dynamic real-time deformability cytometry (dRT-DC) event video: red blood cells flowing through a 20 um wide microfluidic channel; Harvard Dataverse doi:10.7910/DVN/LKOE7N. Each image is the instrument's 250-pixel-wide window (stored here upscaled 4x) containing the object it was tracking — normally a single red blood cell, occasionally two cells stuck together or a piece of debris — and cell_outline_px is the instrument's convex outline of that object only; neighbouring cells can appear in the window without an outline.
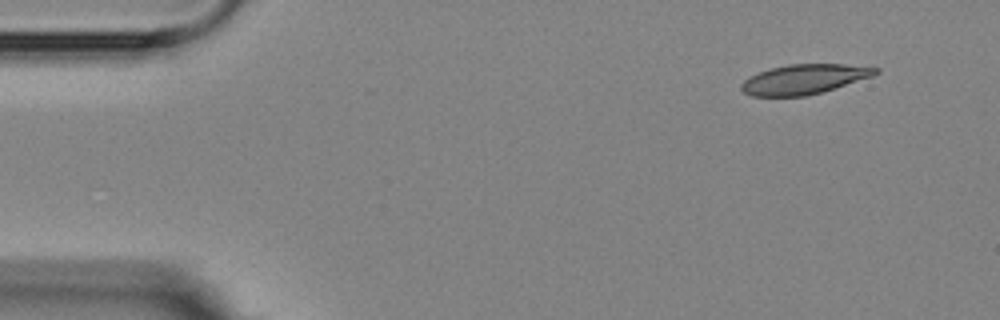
{"species": "Egyptian fruit bat (a non-hibernating species)", "species_latin": "Rousettus aegyptiacus", "temperature_condition": "room temperature", "stored_images_in_passage": 5, "segment_of_instrument_passage": [1, 2], "camera_frame_rate_fps": 3000, "um_per_image_px": 0.085, "animal": {"sex": "female"}, "frame": {"image": 1, "passage_image": 1, "time_ms": 0.0, "image_size_px": [1000, 320], "cell_outline_px": [[880, 72], [872, 76], [808, 96], [752, 96], [744, 92], [740, 88], [740, 84], [748, 76], [756, 72], [768, 68], [788, 64], [844, 64], [880, 68]], "centroid_in_image_um": [68.29, 6.72], "position_along_channel_um": 16.7, "area_um2": 23.35}}